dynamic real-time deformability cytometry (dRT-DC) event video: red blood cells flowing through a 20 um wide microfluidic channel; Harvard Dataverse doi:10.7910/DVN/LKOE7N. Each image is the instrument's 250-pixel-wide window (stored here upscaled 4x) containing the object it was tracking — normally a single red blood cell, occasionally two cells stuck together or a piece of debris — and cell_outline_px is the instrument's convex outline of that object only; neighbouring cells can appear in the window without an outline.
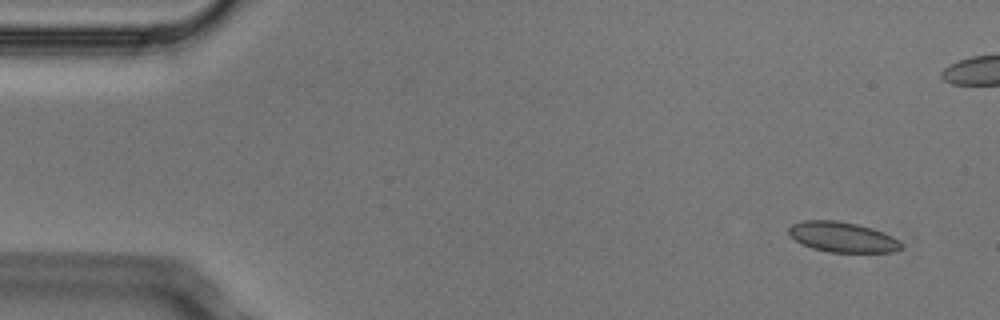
{"species": "Egyptian fruit bat (a non-hibernating species)", "species_latin": "Rousettus aegyptiacus", "temperature_condition": "cold", "stored_images_in_passage": 4, "camera_frame_rate_fps": 3000, "um_per_image_px": 0.085, "animal": {"sex": "male"}, "frame": {"image": 1, "passage_image": 1, "time_ms": 0.0, "image_size_px": [1000, 320], "cell_outline_px": [[904, 244], [896, 252], [828, 252], [812, 248], [788, 236], [788, 228], [792, 224], [804, 220], [836, 220], [856, 224], [872, 228], [884, 232], [900, 240]], "centroid_in_image_um": [71.62, 20.15], "position_along_channel_um": 13.4, "area_um2": 19.94}}